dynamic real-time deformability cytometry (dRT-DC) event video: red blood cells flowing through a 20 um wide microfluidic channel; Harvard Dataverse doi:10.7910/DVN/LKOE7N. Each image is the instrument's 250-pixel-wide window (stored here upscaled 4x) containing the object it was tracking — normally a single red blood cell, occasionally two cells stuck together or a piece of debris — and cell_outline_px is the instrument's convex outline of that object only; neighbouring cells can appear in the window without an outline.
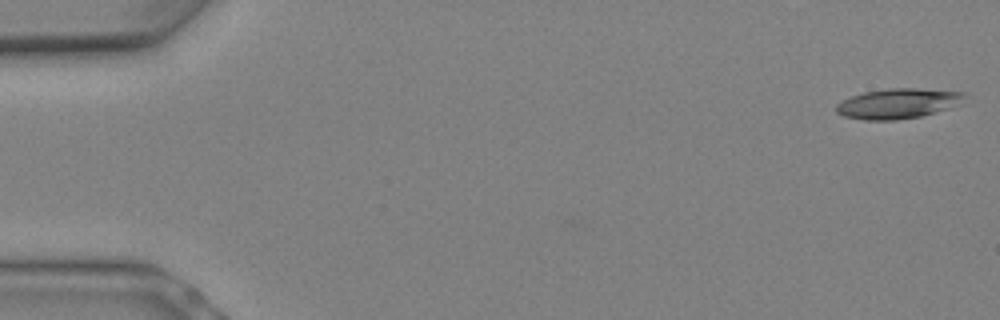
{"species": "Egyptian fruit bat (a non-hibernating species)", "species_latin": "Rousettus aegyptiacus", "temperature_condition": "warm", "stored_images_in_passage": 7, "camera_frame_rate_fps": 3000, "um_per_image_px": 0.085, "animal": {"sex": "female"}, "frame": {"image": 1, "passage_image": 1, "time_ms": 0.0, "image_size_px": [1000, 320], "cell_outline_px": [[968, 92], [964, 96], [948, 108], [936, 112], [920, 116], [896, 120], [864, 120], [844, 116], [836, 112], [836, 104], [852, 96], [864, 92], [888, 88], [916, 88]], "centroid_in_image_um": [76.27, 8.79], "position_along_channel_um": 8.7, "area_um2": 22.14}}
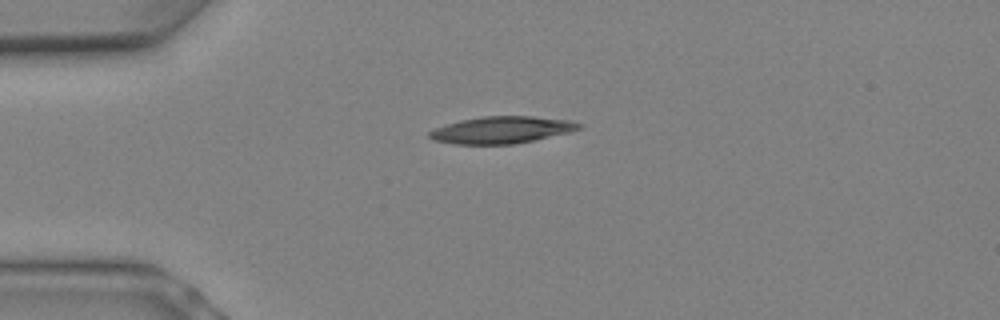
{"frame": {"image": 2, "passage_image": 6, "time_ms": 1.667, "image_size_px": [1000, 320], "cell_outline_px": [[584, 128], [568, 132], [516, 144], [452, 144], [432, 140], [428, 136], [428, 132], [436, 128], [460, 120], [484, 116], [532, 116], [568, 120], [584, 124]], "centroid_in_image_um": [42.65, 11.04], "position_along_channel_um": 42.4, "area_um2": 23.47}}